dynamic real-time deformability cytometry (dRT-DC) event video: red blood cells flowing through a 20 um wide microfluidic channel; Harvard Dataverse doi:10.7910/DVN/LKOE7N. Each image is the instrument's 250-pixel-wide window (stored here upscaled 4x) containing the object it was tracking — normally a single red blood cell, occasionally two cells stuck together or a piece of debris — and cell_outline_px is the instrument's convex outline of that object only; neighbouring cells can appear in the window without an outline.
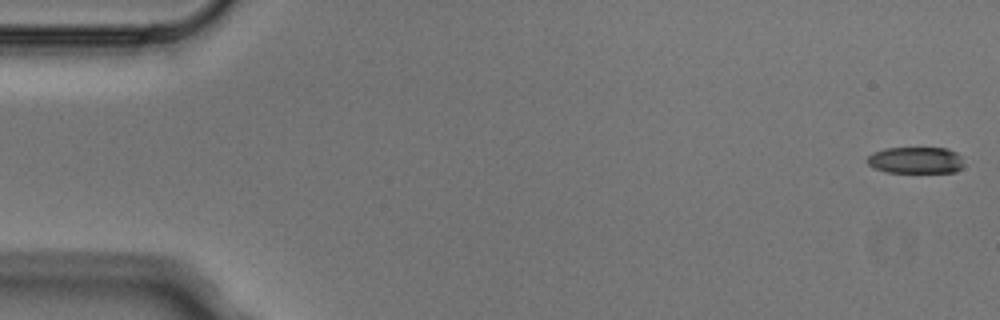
{"species": "Egyptian fruit bat (a non-hibernating species)", "species_latin": "Rousettus aegyptiacus", "temperature_condition": "cold", "stored_images_in_passage": 5, "camera_frame_rate_fps": 3000, "um_per_image_px": 0.085, "animal": {"sex": "male"}, "frame": {"image": 1, "passage_image": 1, "time_ms": 0.0, "image_size_px": [1000, 320], "cell_outline_px": [[964, 164], [956, 172], [884, 172], [872, 168], [868, 164], [868, 156], [872, 152], [884, 148], [948, 148], [956, 152], [960, 156]], "centroid_in_image_um": [77.81, 13.61], "position_along_channel_um": 7.2, "area_um2": 15.09}}